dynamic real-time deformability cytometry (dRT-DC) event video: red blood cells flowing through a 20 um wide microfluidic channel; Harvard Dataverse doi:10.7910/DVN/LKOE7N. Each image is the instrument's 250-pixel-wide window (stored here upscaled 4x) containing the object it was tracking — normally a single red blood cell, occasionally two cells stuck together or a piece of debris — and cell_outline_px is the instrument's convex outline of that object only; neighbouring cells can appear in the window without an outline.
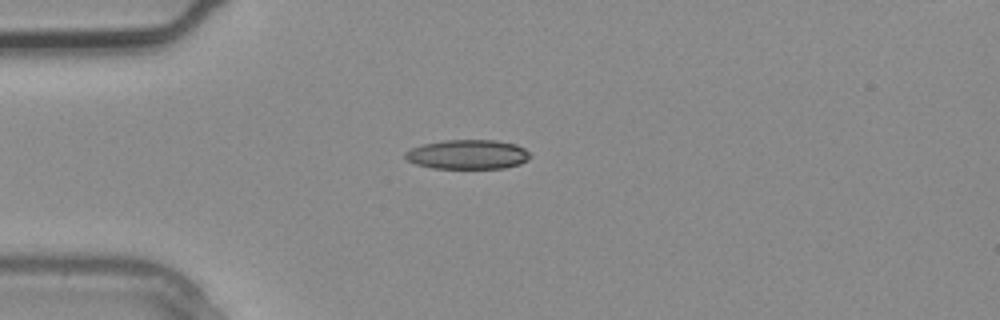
{"species": "common noctule bat (a hibernating species)", "species_latin": "Nyctalus noctula", "temperature_condition": "warm", "stored_images_in_passage": 2, "camera_frame_rate_fps": 3000, "um_per_image_px": 0.085, "animal": {"sex": "male", "body_mass_g": 20.4}, "frame": {"image": 1, "passage_image": 2, "time_ms": 0.333, "image_size_px": [1000, 320], "cell_outline_px": [[532, 156], [528, 160], [520, 164], [504, 168], [432, 168], [416, 164], [408, 160], [404, 156], [404, 152], [412, 148], [424, 144], [444, 140], [496, 140], [516, 144], [524, 148]], "centroid_in_image_um": [39.78, 13.12], "position_along_channel_um": 45.2, "area_um2": 21.44}}